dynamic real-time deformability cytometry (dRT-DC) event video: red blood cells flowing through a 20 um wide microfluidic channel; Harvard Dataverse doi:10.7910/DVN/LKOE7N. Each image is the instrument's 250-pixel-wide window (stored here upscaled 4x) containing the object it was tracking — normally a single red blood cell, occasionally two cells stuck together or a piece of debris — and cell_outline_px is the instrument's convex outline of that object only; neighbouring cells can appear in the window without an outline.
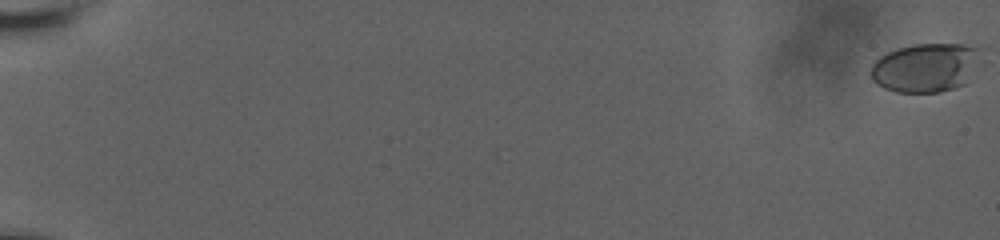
{"species": "human", "species_latin": "Homo sapiens", "temperature_condition": "room temperature", "stored_images_in_passage": 59, "camera_frame_rate_fps": 3000, "um_per_image_px": 0.085, "donor": {"sex": "male"}, "frame": {"image": 1, "passage_image": 1, "time_ms": 0.0, "image_size_px": [1000, 240], "cell_outline_px": [[980, 48], [964, 84], [940, 92], [896, 92], [884, 88], [876, 84], [872, 80], [872, 64], [880, 56], [888, 52], [900, 48], [916, 44], [964, 44]], "centroid_in_image_um": [78.58, 5.75], "position_along_channel_um": 6.4, "area_um2": 30.46}}
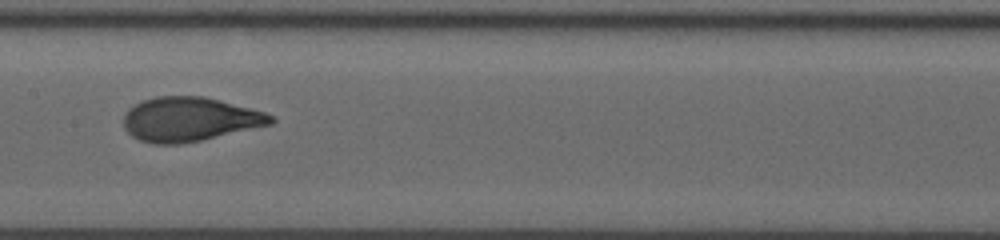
{"frame": {"image": 2, "passage_image": 33, "time_ms": 11.667, "image_size_px": [1000, 240], "cell_outline_px": [[276, 120], [272, 124], [200, 140], [180, 144], [152, 144], [140, 140], [132, 136], [124, 128], [124, 116], [128, 108], [144, 100], [156, 96], [204, 96], [264, 112], [272, 116]], "centroid_in_image_um": [16.09, 10.14], "position_along_channel_um": 191.3, "area_um2": 37.63}}
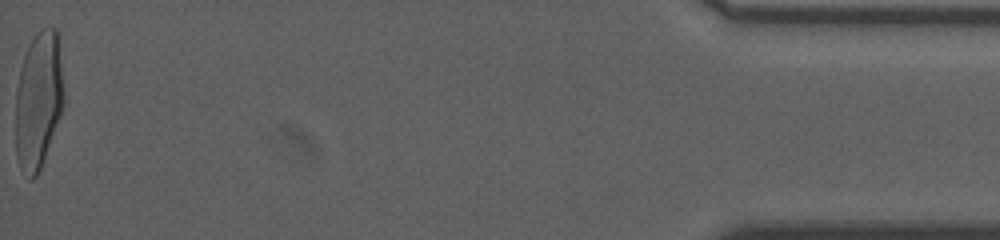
{"frame": {"image": 3, "passage_image": 59, "time_ms": 20.667, "image_size_px": [1000, 240], "cell_outline_px": [[64, 104], [60, 116], [40, 168], [36, 176], [32, 180], [28, 180], [20, 168], [16, 156], [16, 88], [20, 68], [24, 56], [36, 32], [40, 28], [56, 28], [60, 32], [64, 92]], "centroid_in_image_um": [3.29, 8.46], "position_along_channel_um": 431.9, "area_um2": 39.13}, "authors_computed_cell_mechanics": {"area_um2": 36.4718, "velocity_mm_per_s": 3.6322, "shape_relaxation_time_tau1_ms": 5.5021, "shape_relaxation_time_tau2_ms": null, "deformation_change_tau1": 0.2386, "deformation_change_tau2": null}}